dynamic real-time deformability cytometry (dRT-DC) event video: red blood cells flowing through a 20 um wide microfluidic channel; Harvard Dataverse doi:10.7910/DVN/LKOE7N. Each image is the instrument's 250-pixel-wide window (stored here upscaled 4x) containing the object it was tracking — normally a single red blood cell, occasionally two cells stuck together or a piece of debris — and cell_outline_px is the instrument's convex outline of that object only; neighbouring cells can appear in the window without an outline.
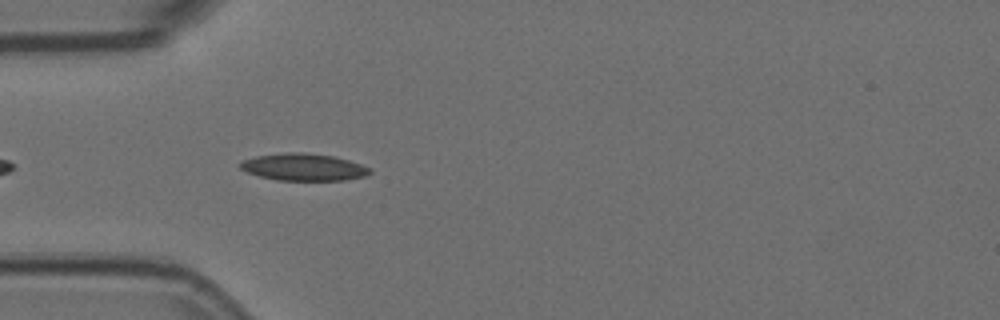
{"species": "Egyptian fruit bat (a non-hibernating species)", "species_latin": "Rousettus aegyptiacus", "temperature_condition": "room temperature", "stored_images_in_passage": 28, "camera_frame_rate_fps": 3000, "um_per_image_px": 0.085, "animal": {"sex": "female"}, "frame": {"image": 1, "passage_image": 4, "time_ms": 1.0, "image_size_px": [1000, 320], "cell_outline_px": [[372, 172], [364, 176], [344, 180], [276, 180], [260, 176], [248, 172], [240, 168], [236, 164], [240, 160], [256, 156], [284, 152], [300, 152], [332, 156], [348, 160], [372, 168]], "centroid_in_image_um": [25.76, 14.2], "position_along_channel_um": 59.2, "area_um2": 20.52}}
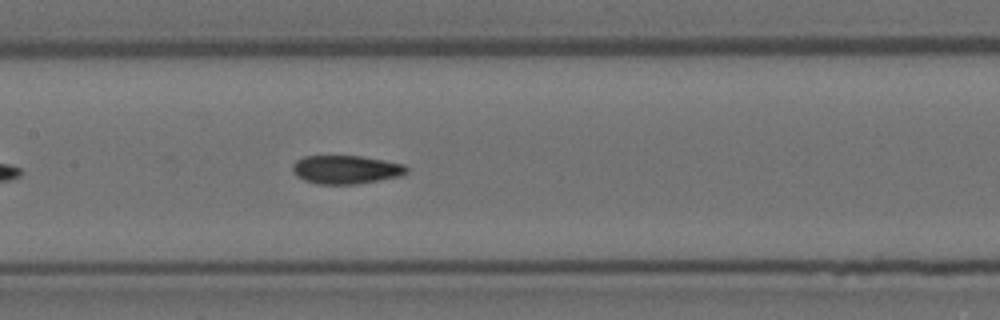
{"frame": {"image": 2, "passage_image": 14, "time_ms": 4.333, "image_size_px": [1000, 320], "cell_outline_px": [[408, 172], [400, 176], [380, 180], [356, 184], [316, 184], [304, 180], [296, 176], [292, 172], [292, 164], [296, 160], [304, 156], [360, 156], [384, 160], [404, 164], [408, 168]], "centroid_in_image_um": [29.38, 14.42], "position_along_channel_um": 178.0, "area_um2": 19.07}}
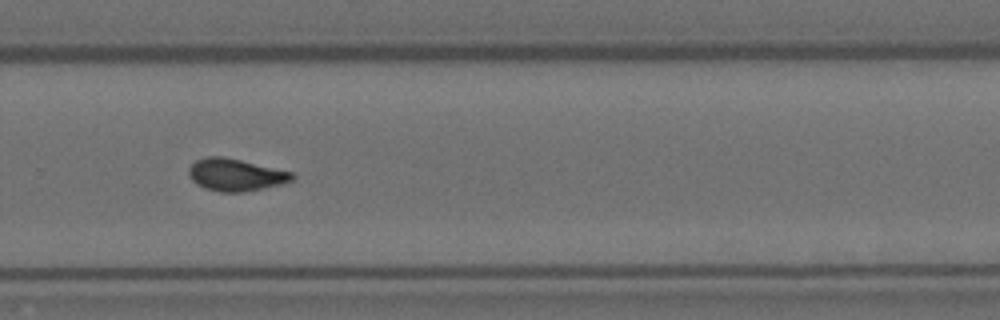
{"frame": {"image": 3, "passage_image": 25, "time_ms": 8.0, "image_size_px": [1000, 320], "cell_outline_px": [[296, 176], [292, 180], [280, 184], [248, 192], [220, 192], [204, 188], [196, 184], [192, 180], [188, 172], [188, 168], [196, 160], [208, 156], [220, 156], [240, 160], [292, 172]], "centroid_in_image_um": [20.01, 14.87], "position_along_channel_um": 309.8, "area_um2": 19.36}}